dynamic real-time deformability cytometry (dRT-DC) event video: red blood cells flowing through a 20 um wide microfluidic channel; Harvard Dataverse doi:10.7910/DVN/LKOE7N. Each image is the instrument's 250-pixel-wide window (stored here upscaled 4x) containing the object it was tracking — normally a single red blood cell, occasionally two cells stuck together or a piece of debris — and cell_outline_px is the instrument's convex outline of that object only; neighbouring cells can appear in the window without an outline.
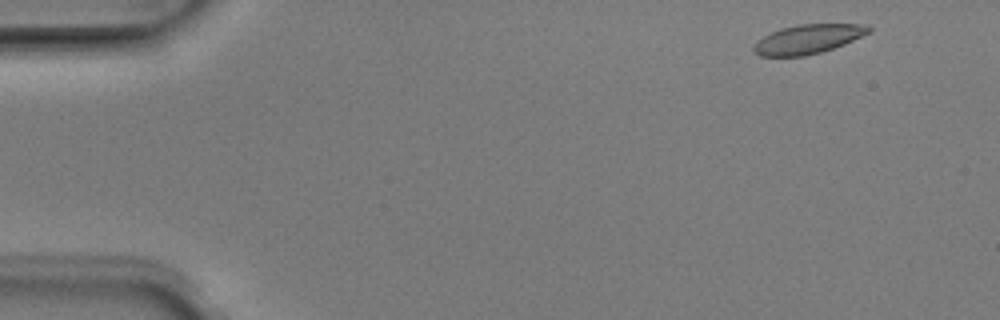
{"species": "Egyptian fruit bat (a non-hibernating species)", "species_latin": "Rousettus aegyptiacus", "temperature_condition": "room temperature", "stored_images_in_passage": 49, "camera_frame_rate_fps": 3000, "um_per_image_px": 0.085, "animal": {"sex": "male"}, "frame": {"image": 1, "passage_image": 2, "time_ms": 0.333, "image_size_px": [1000, 320], "cell_outline_px": [[872, 32], [844, 44], [820, 52], [804, 56], [760, 56], [752, 52], [752, 48], [764, 36], [780, 28], [796, 24], [860, 24], [872, 28]], "centroid_in_image_um": [68.68, 3.32], "position_along_channel_um": 16.3, "area_um2": 19.48}}
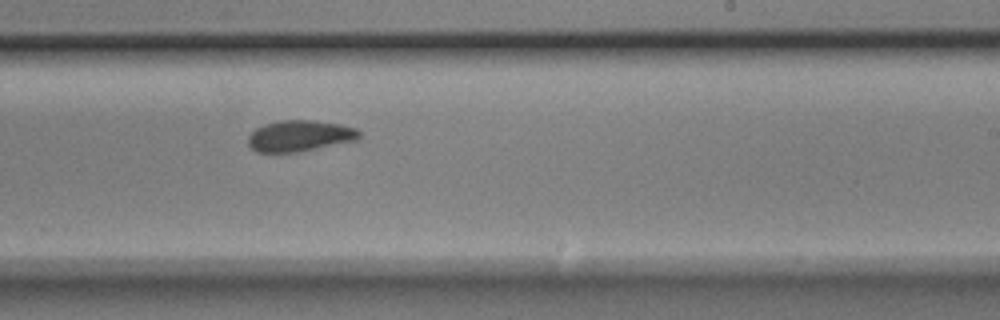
{"frame": {"image": 2, "passage_image": 29, "time_ms": 9.333, "image_size_px": [1000, 320], "cell_outline_px": [[360, 136], [356, 140], [296, 152], [256, 152], [248, 144], [248, 136], [256, 128], [264, 124], [280, 120], [312, 120], [340, 124], [356, 128], [360, 132]], "centroid_in_image_um": [25.46, 11.54], "position_along_channel_um": 263.5, "area_um2": 20.0}}
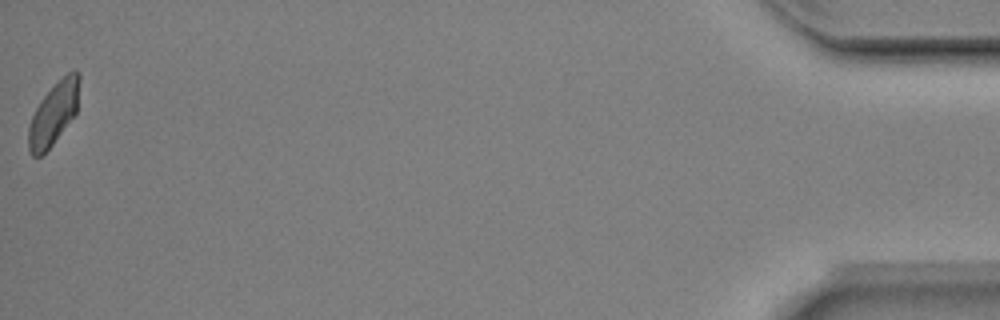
{"frame": {"image": 3, "passage_image": 49, "time_ms": 16.0, "image_size_px": [1000, 320], "cell_outline_px": [[80, 76], [76, 112], [52, 144], [40, 156], [32, 156], [28, 148], [28, 128], [32, 116], [40, 100], [68, 72], [76, 68], [80, 72]], "centroid_in_image_um": [4.56, 9.63], "position_along_channel_um": 430.6, "area_um2": 18.09}, "authors_computed_cell_mechanics": {"area_um2": 20.1722, "velocity_mm_per_s": 3.9402, "shape_relaxation_time_tau1_ms": 4.9947, "shape_relaxation_time_tau2_ms": 3.3107, "deformation_change_tau1": 0.1076, "deformation_change_tau2": 0.0702}}